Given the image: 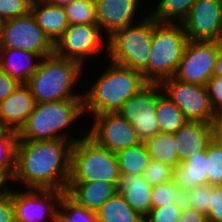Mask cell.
<instances>
[{"instance_id":"obj_42","label":"cell","mask_w":222,"mask_h":222,"mask_svg":"<svg viewBox=\"0 0 222 222\" xmlns=\"http://www.w3.org/2000/svg\"><path fill=\"white\" fill-rule=\"evenodd\" d=\"M177 222H207L206 215L183 205Z\"/></svg>"},{"instance_id":"obj_23","label":"cell","mask_w":222,"mask_h":222,"mask_svg":"<svg viewBox=\"0 0 222 222\" xmlns=\"http://www.w3.org/2000/svg\"><path fill=\"white\" fill-rule=\"evenodd\" d=\"M206 160V149H200L193 152L189 158L174 168L173 180L183 192L199 185H209Z\"/></svg>"},{"instance_id":"obj_43","label":"cell","mask_w":222,"mask_h":222,"mask_svg":"<svg viewBox=\"0 0 222 222\" xmlns=\"http://www.w3.org/2000/svg\"><path fill=\"white\" fill-rule=\"evenodd\" d=\"M213 140L222 148V118L213 123Z\"/></svg>"},{"instance_id":"obj_8","label":"cell","mask_w":222,"mask_h":222,"mask_svg":"<svg viewBox=\"0 0 222 222\" xmlns=\"http://www.w3.org/2000/svg\"><path fill=\"white\" fill-rule=\"evenodd\" d=\"M0 48L25 50L42 58L54 54V43L37 24L31 12L26 16L4 21Z\"/></svg>"},{"instance_id":"obj_19","label":"cell","mask_w":222,"mask_h":222,"mask_svg":"<svg viewBox=\"0 0 222 222\" xmlns=\"http://www.w3.org/2000/svg\"><path fill=\"white\" fill-rule=\"evenodd\" d=\"M119 183L69 182L66 194L80 206L97 211L118 192Z\"/></svg>"},{"instance_id":"obj_26","label":"cell","mask_w":222,"mask_h":222,"mask_svg":"<svg viewBox=\"0 0 222 222\" xmlns=\"http://www.w3.org/2000/svg\"><path fill=\"white\" fill-rule=\"evenodd\" d=\"M151 160L177 167L180 162L176 151V140L173 133L158 132L152 138L144 141Z\"/></svg>"},{"instance_id":"obj_33","label":"cell","mask_w":222,"mask_h":222,"mask_svg":"<svg viewBox=\"0 0 222 222\" xmlns=\"http://www.w3.org/2000/svg\"><path fill=\"white\" fill-rule=\"evenodd\" d=\"M206 173L209 185H222V148L214 141L206 148Z\"/></svg>"},{"instance_id":"obj_22","label":"cell","mask_w":222,"mask_h":222,"mask_svg":"<svg viewBox=\"0 0 222 222\" xmlns=\"http://www.w3.org/2000/svg\"><path fill=\"white\" fill-rule=\"evenodd\" d=\"M31 13L43 32L55 43L70 25L64 6H57L45 0H33Z\"/></svg>"},{"instance_id":"obj_27","label":"cell","mask_w":222,"mask_h":222,"mask_svg":"<svg viewBox=\"0 0 222 222\" xmlns=\"http://www.w3.org/2000/svg\"><path fill=\"white\" fill-rule=\"evenodd\" d=\"M120 175L144 174L151 160L144 142L116 153Z\"/></svg>"},{"instance_id":"obj_3","label":"cell","mask_w":222,"mask_h":222,"mask_svg":"<svg viewBox=\"0 0 222 222\" xmlns=\"http://www.w3.org/2000/svg\"><path fill=\"white\" fill-rule=\"evenodd\" d=\"M83 115V99L36 103L26 123L17 132L18 140L45 141L64 139L75 143L80 139L79 137L68 139V134L61 132Z\"/></svg>"},{"instance_id":"obj_37","label":"cell","mask_w":222,"mask_h":222,"mask_svg":"<svg viewBox=\"0 0 222 222\" xmlns=\"http://www.w3.org/2000/svg\"><path fill=\"white\" fill-rule=\"evenodd\" d=\"M33 0H0V17L6 21L26 16L31 12Z\"/></svg>"},{"instance_id":"obj_5","label":"cell","mask_w":222,"mask_h":222,"mask_svg":"<svg viewBox=\"0 0 222 222\" xmlns=\"http://www.w3.org/2000/svg\"><path fill=\"white\" fill-rule=\"evenodd\" d=\"M159 24L151 15L139 23L117 30L106 40L110 62L142 72L148 83V59L153 29Z\"/></svg>"},{"instance_id":"obj_29","label":"cell","mask_w":222,"mask_h":222,"mask_svg":"<svg viewBox=\"0 0 222 222\" xmlns=\"http://www.w3.org/2000/svg\"><path fill=\"white\" fill-rule=\"evenodd\" d=\"M17 141V131L0 129V176L6 181H10L15 172Z\"/></svg>"},{"instance_id":"obj_9","label":"cell","mask_w":222,"mask_h":222,"mask_svg":"<svg viewBox=\"0 0 222 222\" xmlns=\"http://www.w3.org/2000/svg\"><path fill=\"white\" fill-rule=\"evenodd\" d=\"M160 87L188 121L214 123L219 119L213 111L206 86L183 82L172 77L163 80Z\"/></svg>"},{"instance_id":"obj_44","label":"cell","mask_w":222,"mask_h":222,"mask_svg":"<svg viewBox=\"0 0 222 222\" xmlns=\"http://www.w3.org/2000/svg\"><path fill=\"white\" fill-rule=\"evenodd\" d=\"M214 76L222 77V48L219 50L215 66H214Z\"/></svg>"},{"instance_id":"obj_30","label":"cell","mask_w":222,"mask_h":222,"mask_svg":"<svg viewBox=\"0 0 222 222\" xmlns=\"http://www.w3.org/2000/svg\"><path fill=\"white\" fill-rule=\"evenodd\" d=\"M57 222H97V213L80 206L64 193L59 203Z\"/></svg>"},{"instance_id":"obj_1","label":"cell","mask_w":222,"mask_h":222,"mask_svg":"<svg viewBox=\"0 0 222 222\" xmlns=\"http://www.w3.org/2000/svg\"><path fill=\"white\" fill-rule=\"evenodd\" d=\"M70 140L26 141L16 145L13 181L28 188L67 190L71 174Z\"/></svg>"},{"instance_id":"obj_4","label":"cell","mask_w":222,"mask_h":222,"mask_svg":"<svg viewBox=\"0 0 222 222\" xmlns=\"http://www.w3.org/2000/svg\"><path fill=\"white\" fill-rule=\"evenodd\" d=\"M41 61V62H40ZM38 69L27 82L36 103L83 99L72 93L73 84L80 78L84 65L55 54L40 59Z\"/></svg>"},{"instance_id":"obj_6","label":"cell","mask_w":222,"mask_h":222,"mask_svg":"<svg viewBox=\"0 0 222 222\" xmlns=\"http://www.w3.org/2000/svg\"><path fill=\"white\" fill-rule=\"evenodd\" d=\"M81 137L72 145L69 182L119 183L116 154L99 146L87 134Z\"/></svg>"},{"instance_id":"obj_25","label":"cell","mask_w":222,"mask_h":222,"mask_svg":"<svg viewBox=\"0 0 222 222\" xmlns=\"http://www.w3.org/2000/svg\"><path fill=\"white\" fill-rule=\"evenodd\" d=\"M97 222H144L140 216L117 192L108 199L97 211Z\"/></svg>"},{"instance_id":"obj_11","label":"cell","mask_w":222,"mask_h":222,"mask_svg":"<svg viewBox=\"0 0 222 222\" xmlns=\"http://www.w3.org/2000/svg\"><path fill=\"white\" fill-rule=\"evenodd\" d=\"M93 117L95 121L87 135L110 152L116 154L142 142L134 126L118 112H105Z\"/></svg>"},{"instance_id":"obj_16","label":"cell","mask_w":222,"mask_h":222,"mask_svg":"<svg viewBox=\"0 0 222 222\" xmlns=\"http://www.w3.org/2000/svg\"><path fill=\"white\" fill-rule=\"evenodd\" d=\"M96 22L101 30H106L107 38L117 30L134 23L139 0H94Z\"/></svg>"},{"instance_id":"obj_7","label":"cell","mask_w":222,"mask_h":222,"mask_svg":"<svg viewBox=\"0 0 222 222\" xmlns=\"http://www.w3.org/2000/svg\"><path fill=\"white\" fill-rule=\"evenodd\" d=\"M188 41L182 24L159 23L152 34L148 83L160 84L174 77Z\"/></svg>"},{"instance_id":"obj_35","label":"cell","mask_w":222,"mask_h":222,"mask_svg":"<svg viewBox=\"0 0 222 222\" xmlns=\"http://www.w3.org/2000/svg\"><path fill=\"white\" fill-rule=\"evenodd\" d=\"M174 168L164 163L150 160L143 177L151 185H158L173 180Z\"/></svg>"},{"instance_id":"obj_36","label":"cell","mask_w":222,"mask_h":222,"mask_svg":"<svg viewBox=\"0 0 222 222\" xmlns=\"http://www.w3.org/2000/svg\"><path fill=\"white\" fill-rule=\"evenodd\" d=\"M183 205V202H176L152 208L144 222H177Z\"/></svg>"},{"instance_id":"obj_24","label":"cell","mask_w":222,"mask_h":222,"mask_svg":"<svg viewBox=\"0 0 222 222\" xmlns=\"http://www.w3.org/2000/svg\"><path fill=\"white\" fill-rule=\"evenodd\" d=\"M156 117L161 133H175L188 120L182 111L163 93L157 84Z\"/></svg>"},{"instance_id":"obj_31","label":"cell","mask_w":222,"mask_h":222,"mask_svg":"<svg viewBox=\"0 0 222 222\" xmlns=\"http://www.w3.org/2000/svg\"><path fill=\"white\" fill-rule=\"evenodd\" d=\"M64 9L70 25L97 24L94 0H73Z\"/></svg>"},{"instance_id":"obj_34","label":"cell","mask_w":222,"mask_h":222,"mask_svg":"<svg viewBox=\"0 0 222 222\" xmlns=\"http://www.w3.org/2000/svg\"><path fill=\"white\" fill-rule=\"evenodd\" d=\"M210 189L211 185H199L185 191L183 195V204L206 215L208 212Z\"/></svg>"},{"instance_id":"obj_47","label":"cell","mask_w":222,"mask_h":222,"mask_svg":"<svg viewBox=\"0 0 222 222\" xmlns=\"http://www.w3.org/2000/svg\"><path fill=\"white\" fill-rule=\"evenodd\" d=\"M216 42L222 47V22H221V26H220V31H219L218 39H217Z\"/></svg>"},{"instance_id":"obj_17","label":"cell","mask_w":222,"mask_h":222,"mask_svg":"<svg viewBox=\"0 0 222 222\" xmlns=\"http://www.w3.org/2000/svg\"><path fill=\"white\" fill-rule=\"evenodd\" d=\"M36 105L30 88L20 84L5 100L0 101V129L19 131Z\"/></svg>"},{"instance_id":"obj_40","label":"cell","mask_w":222,"mask_h":222,"mask_svg":"<svg viewBox=\"0 0 222 222\" xmlns=\"http://www.w3.org/2000/svg\"><path fill=\"white\" fill-rule=\"evenodd\" d=\"M0 222H15L13 190L7 186L0 194Z\"/></svg>"},{"instance_id":"obj_28","label":"cell","mask_w":222,"mask_h":222,"mask_svg":"<svg viewBox=\"0 0 222 222\" xmlns=\"http://www.w3.org/2000/svg\"><path fill=\"white\" fill-rule=\"evenodd\" d=\"M197 0H161L151 16L159 23L181 24Z\"/></svg>"},{"instance_id":"obj_32","label":"cell","mask_w":222,"mask_h":222,"mask_svg":"<svg viewBox=\"0 0 222 222\" xmlns=\"http://www.w3.org/2000/svg\"><path fill=\"white\" fill-rule=\"evenodd\" d=\"M184 192L174 180L154 185L152 192V208L161 207L176 202H183Z\"/></svg>"},{"instance_id":"obj_18","label":"cell","mask_w":222,"mask_h":222,"mask_svg":"<svg viewBox=\"0 0 222 222\" xmlns=\"http://www.w3.org/2000/svg\"><path fill=\"white\" fill-rule=\"evenodd\" d=\"M179 162L185 161L200 149H206L213 140V123L187 121L175 133Z\"/></svg>"},{"instance_id":"obj_13","label":"cell","mask_w":222,"mask_h":222,"mask_svg":"<svg viewBox=\"0 0 222 222\" xmlns=\"http://www.w3.org/2000/svg\"><path fill=\"white\" fill-rule=\"evenodd\" d=\"M26 191L13 189L15 222H41L45 215L50 222L58 221V209L65 191L27 188Z\"/></svg>"},{"instance_id":"obj_41","label":"cell","mask_w":222,"mask_h":222,"mask_svg":"<svg viewBox=\"0 0 222 222\" xmlns=\"http://www.w3.org/2000/svg\"><path fill=\"white\" fill-rule=\"evenodd\" d=\"M20 85L16 80L0 69V101L5 100Z\"/></svg>"},{"instance_id":"obj_45","label":"cell","mask_w":222,"mask_h":222,"mask_svg":"<svg viewBox=\"0 0 222 222\" xmlns=\"http://www.w3.org/2000/svg\"><path fill=\"white\" fill-rule=\"evenodd\" d=\"M45 1H47L50 4L57 5V6H65L73 0H45Z\"/></svg>"},{"instance_id":"obj_2","label":"cell","mask_w":222,"mask_h":222,"mask_svg":"<svg viewBox=\"0 0 222 222\" xmlns=\"http://www.w3.org/2000/svg\"><path fill=\"white\" fill-rule=\"evenodd\" d=\"M110 65L83 94L84 113L117 112L124 102L148 84L142 72L113 62Z\"/></svg>"},{"instance_id":"obj_46","label":"cell","mask_w":222,"mask_h":222,"mask_svg":"<svg viewBox=\"0 0 222 222\" xmlns=\"http://www.w3.org/2000/svg\"><path fill=\"white\" fill-rule=\"evenodd\" d=\"M6 183L7 181L0 176V194L6 190L7 186H4Z\"/></svg>"},{"instance_id":"obj_10","label":"cell","mask_w":222,"mask_h":222,"mask_svg":"<svg viewBox=\"0 0 222 222\" xmlns=\"http://www.w3.org/2000/svg\"><path fill=\"white\" fill-rule=\"evenodd\" d=\"M222 47L216 41L188 40L174 78L206 86L214 75V66Z\"/></svg>"},{"instance_id":"obj_14","label":"cell","mask_w":222,"mask_h":222,"mask_svg":"<svg viewBox=\"0 0 222 222\" xmlns=\"http://www.w3.org/2000/svg\"><path fill=\"white\" fill-rule=\"evenodd\" d=\"M102 30L97 24L69 25L54 43V54L83 65L86 58L101 52Z\"/></svg>"},{"instance_id":"obj_39","label":"cell","mask_w":222,"mask_h":222,"mask_svg":"<svg viewBox=\"0 0 222 222\" xmlns=\"http://www.w3.org/2000/svg\"><path fill=\"white\" fill-rule=\"evenodd\" d=\"M206 87L215 115L222 118V77L213 75Z\"/></svg>"},{"instance_id":"obj_21","label":"cell","mask_w":222,"mask_h":222,"mask_svg":"<svg viewBox=\"0 0 222 222\" xmlns=\"http://www.w3.org/2000/svg\"><path fill=\"white\" fill-rule=\"evenodd\" d=\"M35 59L42 57L25 50L0 48V69L20 84H27L38 69L39 61L34 63Z\"/></svg>"},{"instance_id":"obj_12","label":"cell","mask_w":222,"mask_h":222,"mask_svg":"<svg viewBox=\"0 0 222 222\" xmlns=\"http://www.w3.org/2000/svg\"><path fill=\"white\" fill-rule=\"evenodd\" d=\"M156 107L157 84L148 83L124 102L117 112L134 126L139 139L144 142L160 132Z\"/></svg>"},{"instance_id":"obj_38","label":"cell","mask_w":222,"mask_h":222,"mask_svg":"<svg viewBox=\"0 0 222 222\" xmlns=\"http://www.w3.org/2000/svg\"><path fill=\"white\" fill-rule=\"evenodd\" d=\"M207 222H222V185H211Z\"/></svg>"},{"instance_id":"obj_20","label":"cell","mask_w":222,"mask_h":222,"mask_svg":"<svg viewBox=\"0 0 222 222\" xmlns=\"http://www.w3.org/2000/svg\"><path fill=\"white\" fill-rule=\"evenodd\" d=\"M118 192L143 218L151 211L153 185L149 184L142 175H120Z\"/></svg>"},{"instance_id":"obj_48","label":"cell","mask_w":222,"mask_h":222,"mask_svg":"<svg viewBox=\"0 0 222 222\" xmlns=\"http://www.w3.org/2000/svg\"><path fill=\"white\" fill-rule=\"evenodd\" d=\"M3 23H4V20L0 17V34H1V29L3 27Z\"/></svg>"},{"instance_id":"obj_15","label":"cell","mask_w":222,"mask_h":222,"mask_svg":"<svg viewBox=\"0 0 222 222\" xmlns=\"http://www.w3.org/2000/svg\"><path fill=\"white\" fill-rule=\"evenodd\" d=\"M222 22V0H197L181 23L188 40L217 41Z\"/></svg>"}]
</instances>
